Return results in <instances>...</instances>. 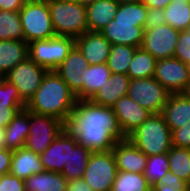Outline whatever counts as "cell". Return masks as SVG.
Returning a JSON list of instances; mask_svg holds the SVG:
<instances>
[{
	"label": "cell",
	"instance_id": "1",
	"mask_svg": "<svg viewBox=\"0 0 190 191\" xmlns=\"http://www.w3.org/2000/svg\"><path fill=\"white\" fill-rule=\"evenodd\" d=\"M66 128L78 144L92 152L110 151L118 141L125 140L112 107L94 104L90 100H77Z\"/></svg>",
	"mask_w": 190,
	"mask_h": 191
},
{
	"label": "cell",
	"instance_id": "2",
	"mask_svg": "<svg viewBox=\"0 0 190 191\" xmlns=\"http://www.w3.org/2000/svg\"><path fill=\"white\" fill-rule=\"evenodd\" d=\"M76 101V94L56 71H47L26 108L36 114L50 115L67 124Z\"/></svg>",
	"mask_w": 190,
	"mask_h": 191
},
{
	"label": "cell",
	"instance_id": "3",
	"mask_svg": "<svg viewBox=\"0 0 190 191\" xmlns=\"http://www.w3.org/2000/svg\"><path fill=\"white\" fill-rule=\"evenodd\" d=\"M148 8L143 2L121 3L114 19L101 31L111 45L141 48Z\"/></svg>",
	"mask_w": 190,
	"mask_h": 191
},
{
	"label": "cell",
	"instance_id": "4",
	"mask_svg": "<svg viewBox=\"0 0 190 191\" xmlns=\"http://www.w3.org/2000/svg\"><path fill=\"white\" fill-rule=\"evenodd\" d=\"M127 138L147 156L165 154L172 148L171 130L161 113L151 114Z\"/></svg>",
	"mask_w": 190,
	"mask_h": 191
},
{
	"label": "cell",
	"instance_id": "5",
	"mask_svg": "<svg viewBox=\"0 0 190 191\" xmlns=\"http://www.w3.org/2000/svg\"><path fill=\"white\" fill-rule=\"evenodd\" d=\"M56 35L74 39L88 31L86 6L74 0H47Z\"/></svg>",
	"mask_w": 190,
	"mask_h": 191
},
{
	"label": "cell",
	"instance_id": "6",
	"mask_svg": "<svg viewBox=\"0 0 190 191\" xmlns=\"http://www.w3.org/2000/svg\"><path fill=\"white\" fill-rule=\"evenodd\" d=\"M75 46L72 37L55 35L28 43V57L47 71H55Z\"/></svg>",
	"mask_w": 190,
	"mask_h": 191
},
{
	"label": "cell",
	"instance_id": "7",
	"mask_svg": "<svg viewBox=\"0 0 190 191\" xmlns=\"http://www.w3.org/2000/svg\"><path fill=\"white\" fill-rule=\"evenodd\" d=\"M24 41L50 39L55 36L47 0L25 2L19 11Z\"/></svg>",
	"mask_w": 190,
	"mask_h": 191
},
{
	"label": "cell",
	"instance_id": "8",
	"mask_svg": "<svg viewBox=\"0 0 190 191\" xmlns=\"http://www.w3.org/2000/svg\"><path fill=\"white\" fill-rule=\"evenodd\" d=\"M117 172L112 150L92 152L83 179L94 191H111Z\"/></svg>",
	"mask_w": 190,
	"mask_h": 191
},
{
	"label": "cell",
	"instance_id": "9",
	"mask_svg": "<svg viewBox=\"0 0 190 191\" xmlns=\"http://www.w3.org/2000/svg\"><path fill=\"white\" fill-rule=\"evenodd\" d=\"M127 95L152 114H160L171 93L154 77H148L130 79Z\"/></svg>",
	"mask_w": 190,
	"mask_h": 191
},
{
	"label": "cell",
	"instance_id": "10",
	"mask_svg": "<svg viewBox=\"0 0 190 191\" xmlns=\"http://www.w3.org/2000/svg\"><path fill=\"white\" fill-rule=\"evenodd\" d=\"M65 128L66 124L55 117L30 111V130L25 147L41 154Z\"/></svg>",
	"mask_w": 190,
	"mask_h": 191
},
{
	"label": "cell",
	"instance_id": "11",
	"mask_svg": "<svg viewBox=\"0 0 190 191\" xmlns=\"http://www.w3.org/2000/svg\"><path fill=\"white\" fill-rule=\"evenodd\" d=\"M153 77L171 94L190 89V66L175 57L157 60Z\"/></svg>",
	"mask_w": 190,
	"mask_h": 191
},
{
	"label": "cell",
	"instance_id": "12",
	"mask_svg": "<svg viewBox=\"0 0 190 191\" xmlns=\"http://www.w3.org/2000/svg\"><path fill=\"white\" fill-rule=\"evenodd\" d=\"M47 70L29 57L18 63L6 75L3 76L9 83L15 85L20 97L28 103L41 85Z\"/></svg>",
	"mask_w": 190,
	"mask_h": 191
},
{
	"label": "cell",
	"instance_id": "13",
	"mask_svg": "<svg viewBox=\"0 0 190 191\" xmlns=\"http://www.w3.org/2000/svg\"><path fill=\"white\" fill-rule=\"evenodd\" d=\"M180 31L168 24L145 30L141 48L157 60L172 58Z\"/></svg>",
	"mask_w": 190,
	"mask_h": 191
},
{
	"label": "cell",
	"instance_id": "14",
	"mask_svg": "<svg viewBox=\"0 0 190 191\" xmlns=\"http://www.w3.org/2000/svg\"><path fill=\"white\" fill-rule=\"evenodd\" d=\"M112 109L123 134L128 137L152 113L133 101L128 95L121 97Z\"/></svg>",
	"mask_w": 190,
	"mask_h": 191
},
{
	"label": "cell",
	"instance_id": "15",
	"mask_svg": "<svg viewBox=\"0 0 190 191\" xmlns=\"http://www.w3.org/2000/svg\"><path fill=\"white\" fill-rule=\"evenodd\" d=\"M39 158L45 171L61 173L70 158V131L65 128Z\"/></svg>",
	"mask_w": 190,
	"mask_h": 191
},
{
	"label": "cell",
	"instance_id": "16",
	"mask_svg": "<svg viewBox=\"0 0 190 191\" xmlns=\"http://www.w3.org/2000/svg\"><path fill=\"white\" fill-rule=\"evenodd\" d=\"M75 45L89 65L107 63L111 43L101 32L87 31L75 39Z\"/></svg>",
	"mask_w": 190,
	"mask_h": 191
},
{
	"label": "cell",
	"instance_id": "17",
	"mask_svg": "<svg viewBox=\"0 0 190 191\" xmlns=\"http://www.w3.org/2000/svg\"><path fill=\"white\" fill-rule=\"evenodd\" d=\"M118 171L144 173L147 155L128 138L118 141L112 149Z\"/></svg>",
	"mask_w": 190,
	"mask_h": 191
},
{
	"label": "cell",
	"instance_id": "18",
	"mask_svg": "<svg viewBox=\"0 0 190 191\" xmlns=\"http://www.w3.org/2000/svg\"><path fill=\"white\" fill-rule=\"evenodd\" d=\"M88 66L89 63L75 45L63 63L55 71L77 95L82 90L81 74L83 69Z\"/></svg>",
	"mask_w": 190,
	"mask_h": 191
},
{
	"label": "cell",
	"instance_id": "19",
	"mask_svg": "<svg viewBox=\"0 0 190 191\" xmlns=\"http://www.w3.org/2000/svg\"><path fill=\"white\" fill-rule=\"evenodd\" d=\"M161 114L171 131L188 123L190 121V94H171Z\"/></svg>",
	"mask_w": 190,
	"mask_h": 191
},
{
	"label": "cell",
	"instance_id": "20",
	"mask_svg": "<svg viewBox=\"0 0 190 191\" xmlns=\"http://www.w3.org/2000/svg\"><path fill=\"white\" fill-rule=\"evenodd\" d=\"M130 78L126 74H111L109 80L90 99L94 104L112 107L128 94Z\"/></svg>",
	"mask_w": 190,
	"mask_h": 191
},
{
	"label": "cell",
	"instance_id": "21",
	"mask_svg": "<svg viewBox=\"0 0 190 191\" xmlns=\"http://www.w3.org/2000/svg\"><path fill=\"white\" fill-rule=\"evenodd\" d=\"M5 148L17 150L25 147L30 130V111L20 110L4 128Z\"/></svg>",
	"mask_w": 190,
	"mask_h": 191
},
{
	"label": "cell",
	"instance_id": "22",
	"mask_svg": "<svg viewBox=\"0 0 190 191\" xmlns=\"http://www.w3.org/2000/svg\"><path fill=\"white\" fill-rule=\"evenodd\" d=\"M116 0H96L86 6L88 31L101 32L115 17Z\"/></svg>",
	"mask_w": 190,
	"mask_h": 191
},
{
	"label": "cell",
	"instance_id": "23",
	"mask_svg": "<svg viewBox=\"0 0 190 191\" xmlns=\"http://www.w3.org/2000/svg\"><path fill=\"white\" fill-rule=\"evenodd\" d=\"M111 71L106 63L89 65L83 69L82 90L76 95L77 100H90L109 80Z\"/></svg>",
	"mask_w": 190,
	"mask_h": 191
},
{
	"label": "cell",
	"instance_id": "24",
	"mask_svg": "<svg viewBox=\"0 0 190 191\" xmlns=\"http://www.w3.org/2000/svg\"><path fill=\"white\" fill-rule=\"evenodd\" d=\"M44 171L39 154L26 147L12 151L10 173L22 180Z\"/></svg>",
	"mask_w": 190,
	"mask_h": 191
},
{
	"label": "cell",
	"instance_id": "25",
	"mask_svg": "<svg viewBox=\"0 0 190 191\" xmlns=\"http://www.w3.org/2000/svg\"><path fill=\"white\" fill-rule=\"evenodd\" d=\"M91 153L89 148L78 144L75 136L70 132V158L61 174L68 181L82 179Z\"/></svg>",
	"mask_w": 190,
	"mask_h": 191
},
{
	"label": "cell",
	"instance_id": "26",
	"mask_svg": "<svg viewBox=\"0 0 190 191\" xmlns=\"http://www.w3.org/2000/svg\"><path fill=\"white\" fill-rule=\"evenodd\" d=\"M28 58V43L21 40L0 41V77Z\"/></svg>",
	"mask_w": 190,
	"mask_h": 191
},
{
	"label": "cell",
	"instance_id": "27",
	"mask_svg": "<svg viewBox=\"0 0 190 191\" xmlns=\"http://www.w3.org/2000/svg\"><path fill=\"white\" fill-rule=\"evenodd\" d=\"M67 183L61 173L45 170L24 180L25 191H66Z\"/></svg>",
	"mask_w": 190,
	"mask_h": 191
},
{
	"label": "cell",
	"instance_id": "28",
	"mask_svg": "<svg viewBox=\"0 0 190 191\" xmlns=\"http://www.w3.org/2000/svg\"><path fill=\"white\" fill-rule=\"evenodd\" d=\"M165 23L178 31L190 28V4L173 0L164 10Z\"/></svg>",
	"mask_w": 190,
	"mask_h": 191
},
{
	"label": "cell",
	"instance_id": "29",
	"mask_svg": "<svg viewBox=\"0 0 190 191\" xmlns=\"http://www.w3.org/2000/svg\"><path fill=\"white\" fill-rule=\"evenodd\" d=\"M157 59L142 48H137L129 65L127 75L130 79L153 77Z\"/></svg>",
	"mask_w": 190,
	"mask_h": 191
},
{
	"label": "cell",
	"instance_id": "30",
	"mask_svg": "<svg viewBox=\"0 0 190 191\" xmlns=\"http://www.w3.org/2000/svg\"><path fill=\"white\" fill-rule=\"evenodd\" d=\"M136 47L127 45H111L107 66L111 74H126L133 59Z\"/></svg>",
	"mask_w": 190,
	"mask_h": 191
},
{
	"label": "cell",
	"instance_id": "31",
	"mask_svg": "<svg viewBox=\"0 0 190 191\" xmlns=\"http://www.w3.org/2000/svg\"><path fill=\"white\" fill-rule=\"evenodd\" d=\"M111 191H152L144 173L118 171Z\"/></svg>",
	"mask_w": 190,
	"mask_h": 191
},
{
	"label": "cell",
	"instance_id": "32",
	"mask_svg": "<svg viewBox=\"0 0 190 191\" xmlns=\"http://www.w3.org/2000/svg\"><path fill=\"white\" fill-rule=\"evenodd\" d=\"M24 41L22 23L18 11L0 10V41Z\"/></svg>",
	"mask_w": 190,
	"mask_h": 191
},
{
	"label": "cell",
	"instance_id": "33",
	"mask_svg": "<svg viewBox=\"0 0 190 191\" xmlns=\"http://www.w3.org/2000/svg\"><path fill=\"white\" fill-rule=\"evenodd\" d=\"M169 171L190 185V149L172 146L168 152Z\"/></svg>",
	"mask_w": 190,
	"mask_h": 191
},
{
	"label": "cell",
	"instance_id": "34",
	"mask_svg": "<svg viewBox=\"0 0 190 191\" xmlns=\"http://www.w3.org/2000/svg\"><path fill=\"white\" fill-rule=\"evenodd\" d=\"M169 171L168 153L147 157L144 175L152 186Z\"/></svg>",
	"mask_w": 190,
	"mask_h": 191
},
{
	"label": "cell",
	"instance_id": "35",
	"mask_svg": "<svg viewBox=\"0 0 190 191\" xmlns=\"http://www.w3.org/2000/svg\"><path fill=\"white\" fill-rule=\"evenodd\" d=\"M189 184L182 178L168 171L165 176L152 185V191H182Z\"/></svg>",
	"mask_w": 190,
	"mask_h": 191
},
{
	"label": "cell",
	"instance_id": "36",
	"mask_svg": "<svg viewBox=\"0 0 190 191\" xmlns=\"http://www.w3.org/2000/svg\"><path fill=\"white\" fill-rule=\"evenodd\" d=\"M0 104L3 105H26L27 103L20 97L15 85L0 77Z\"/></svg>",
	"mask_w": 190,
	"mask_h": 191
},
{
	"label": "cell",
	"instance_id": "37",
	"mask_svg": "<svg viewBox=\"0 0 190 191\" xmlns=\"http://www.w3.org/2000/svg\"><path fill=\"white\" fill-rule=\"evenodd\" d=\"M173 57L190 66V32L188 30L180 31Z\"/></svg>",
	"mask_w": 190,
	"mask_h": 191
},
{
	"label": "cell",
	"instance_id": "38",
	"mask_svg": "<svg viewBox=\"0 0 190 191\" xmlns=\"http://www.w3.org/2000/svg\"><path fill=\"white\" fill-rule=\"evenodd\" d=\"M172 146L190 149V121L171 131Z\"/></svg>",
	"mask_w": 190,
	"mask_h": 191
},
{
	"label": "cell",
	"instance_id": "39",
	"mask_svg": "<svg viewBox=\"0 0 190 191\" xmlns=\"http://www.w3.org/2000/svg\"><path fill=\"white\" fill-rule=\"evenodd\" d=\"M0 191H25L24 180L7 173L0 176Z\"/></svg>",
	"mask_w": 190,
	"mask_h": 191
},
{
	"label": "cell",
	"instance_id": "40",
	"mask_svg": "<svg viewBox=\"0 0 190 191\" xmlns=\"http://www.w3.org/2000/svg\"><path fill=\"white\" fill-rule=\"evenodd\" d=\"M165 23L163 9L148 8L144 30H152Z\"/></svg>",
	"mask_w": 190,
	"mask_h": 191
},
{
	"label": "cell",
	"instance_id": "41",
	"mask_svg": "<svg viewBox=\"0 0 190 191\" xmlns=\"http://www.w3.org/2000/svg\"><path fill=\"white\" fill-rule=\"evenodd\" d=\"M26 105H3L0 104V128H5L14 116Z\"/></svg>",
	"mask_w": 190,
	"mask_h": 191
},
{
	"label": "cell",
	"instance_id": "42",
	"mask_svg": "<svg viewBox=\"0 0 190 191\" xmlns=\"http://www.w3.org/2000/svg\"><path fill=\"white\" fill-rule=\"evenodd\" d=\"M12 150L0 148V176L10 173Z\"/></svg>",
	"mask_w": 190,
	"mask_h": 191
},
{
	"label": "cell",
	"instance_id": "43",
	"mask_svg": "<svg viewBox=\"0 0 190 191\" xmlns=\"http://www.w3.org/2000/svg\"><path fill=\"white\" fill-rule=\"evenodd\" d=\"M66 191H94V190L82 178L68 181Z\"/></svg>",
	"mask_w": 190,
	"mask_h": 191
},
{
	"label": "cell",
	"instance_id": "44",
	"mask_svg": "<svg viewBox=\"0 0 190 191\" xmlns=\"http://www.w3.org/2000/svg\"><path fill=\"white\" fill-rule=\"evenodd\" d=\"M24 0H0V10L20 11L24 5Z\"/></svg>",
	"mask_w": 190,
	"mask_h": 191
},
{
	"label": "cell",
	"instance_id": "45",
	"mask_svg": "<svg viewBox=\"0 0 190 191\" xmlns=\"http://www.w3.org/2000/svg\"><path fill=\"white\" fill-rule=\"evenodd\" d=\"M173 0H143L147 8L165 9Z\"/></svg>",
	"mask_w": 190,
	"mask_h": 191
},
{
	"label": "cell",
	"instance_id": "46",
	"mask_svg": "<svg viewBox=\"0 0 190 191\" xmlns=\"http://www.w3.org/2000/svg\"><path fill=\"white\" fill-rule=\"evenodd\" d=\"M5 130L0 128V148H5Z\"/></svg>",
	"mask_w": 190,
	"mask_h": 191
},
{
	"label": "cell",
	"instance_id": "47",
	"mask_svg": "<svg viewBox=\"0 0 190 191\" xmlns=\"http://www.w3.org/2000/svg\"><path fill=\"white\" fill-rule=\"evenodd\" d=\"M74 1L78 2L81 5L87 6L95 2L96 0H74Z\"/></svg>",
	"mask_w": 190,
	"mask_h": 191
},
{
	"label": "cell",
	"instance_id": "48",
	"mask_svg": "<svg viewBox=\"0 0 190 191\" xmlns=\"http://www.w3.org/2000/svg\"><path fill=\"white\" fill-rule=\"evenodd\" d=\"M119 4L128 2H143V0H116Z\"/></svg>",
	"mask_w": 190,
	"mask_h": 191
},
{
	"label": "cell",
	"instance_id": "49",
	"mask_svg": "<svg viewBox=\"0 0 190 191\" xmlns=\"http://www.w3.org/2000/svg\"><path fill=\"white\" fill-rule=\"evenodd\" d=\"M25 2L44 1V0H24Z\"/></svg>",
	"mask_w": 190,
	"mask_h": 191
},
{
	"label": "cell",
	"instance_id": "50",
	"mask_svg": "<svg viewBox=\"0 0 190 191\" xmlns=\"http://www.w3.org/2000/svg\"><path fill=\"white\" fill-rule=\"evenodd\" d=\"M182 191H190V185L188 187H186L184 190Z\"/></svg>",
	"mask_w": 190,
	"mask_h": 191
},
{
	"label": "cell",
	"instance_id": "51",
	"mask_svg": "<svg viewBox=\"0 0 190 191\" xmlns=\"http://www.w3.org/2000/svg\"><path fill=\"white\" fill-rule=\"evenodd\" d=\"M175 1H178V0H175ZM181 1H183V2H185V3H188V0H181Z\"/></svg>",
	"mask_w": 190,
	"mask_h": 191
}]
</instances>
